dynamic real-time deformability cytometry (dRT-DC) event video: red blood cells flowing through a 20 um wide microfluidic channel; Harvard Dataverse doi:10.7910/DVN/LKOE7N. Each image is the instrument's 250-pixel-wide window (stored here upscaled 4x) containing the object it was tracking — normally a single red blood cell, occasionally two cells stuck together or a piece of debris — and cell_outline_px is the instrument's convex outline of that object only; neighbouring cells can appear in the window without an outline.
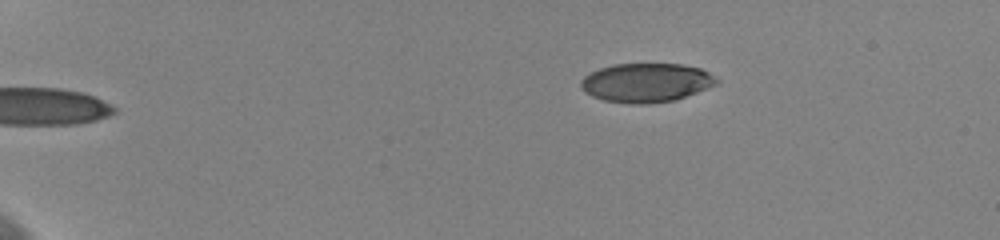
{"species": "human", "species_latin": "Homo sapiens", "temperature_condition": "cold", "stored_images_in_passage": 48, "camera_frame_rate_fps": 3000, "um_per_image_px": 0.085, "donor": {"sex": "female"}, "frame": {"image": 1, "passage_image": 1, "time_ms": 0.0, "image_size_px": [1000, 240], "cell_outline_px": [[720, 84], [676, 100], [648, 104], [628, 104], [604, 100], [592, 96], [584, 92], [580, 88], [580, 80], [584, 76], [600, 68], [612, 64], [680, 64], [700, 68], [708, 72], [720, 80]], "centroid_in_image_um": [54.94, 7.04], "position_along_channel_um": 30.1, "area_um2": 31.21}}
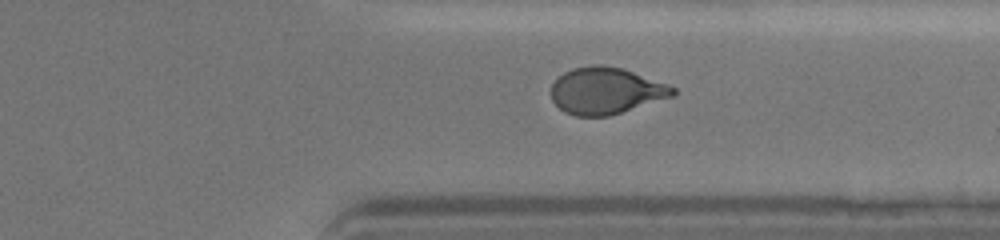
{"frame": {"image": 2, "passage_image": 37, "time_ms": 12.0, "image_size_px": [1000, 240], "cell_outline_px": [[676, 96], [608, 116], [576, 116], [564, 112], [552, 100], [552, 84], [564, 72], [572, 68], [596, 64], [600, 64], [624, 68], [668, 84], [676, 88]], "centroid_in_image_um": [51.54, 7.71], "position_along_channel_um": 359.9, "area_um2": 33.29}}
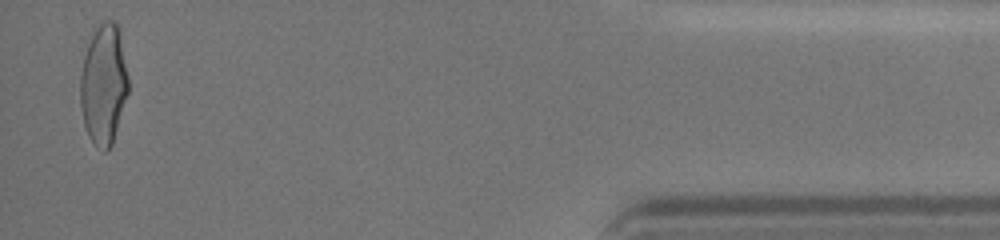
{"frame": {"image": 3, "passage_image": 47, "time_ms": 15.333, "image_size_px": [1000, 240], "cell_outline_px": [[128, 92], [112, 144], [104, 152], [88, 136], [84, 124], [80, 104], [80, 76], [84, 56], [88, 44], [96, 28], [104, 20], [112, 20], [116, 24], [128, 76]], "centroid_in_image_um": [8.79, 7.2], "position_along_channel_um": 426.4, "area_um2": 32.95}, "authors_computed_cell_mechanics": {"area_um2": 33.1483, "velocity_mm_per_s": 3.6374, "shape_relaxation_time_tau1_ms": 4.1515, "shape_relaxation_time_tau2_ms": 1.2071, "deformation_change_tau1": 0.1684, "deformation_change_tau2": 0.0681}}